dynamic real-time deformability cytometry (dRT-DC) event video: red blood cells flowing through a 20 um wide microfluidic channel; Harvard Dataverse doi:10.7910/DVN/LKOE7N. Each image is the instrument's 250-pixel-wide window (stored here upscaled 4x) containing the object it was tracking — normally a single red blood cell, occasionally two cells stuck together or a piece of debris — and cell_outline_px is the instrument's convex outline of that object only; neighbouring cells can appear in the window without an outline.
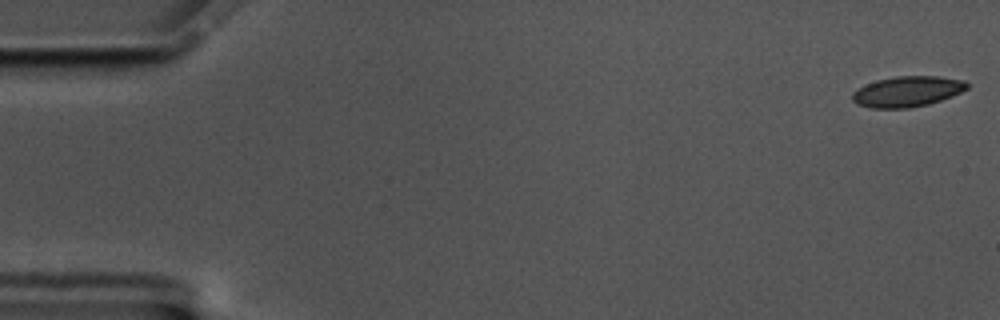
{"species": "common noctule bat (a hibernating species)", "species_latin": "Nyctalus noctula", "temperature_condition": "cold", "stored_images_in_passage": 12, "camera_frame_rate_fps": 3000, "um_per_image_px": 0.085, "animal": {"sex": "male", "body_mass_g": 17.5, "forearm_length_mm": 52.3}, "frame": {"image": 1, "passage_image": 1, "time_ms": 0.0, "image_size_px": [1000, 320], "cell_outline_px": [[968, 88], [952, 96], [928, 104], [908, 108], [868, 108], [856, 104], [852, 100], [852, 92], [876, 80], [896, 76], [936, 76], [964, 80], [968, 84]], "centroid_in_image_um": [77.1, 7.78], "position_along_channel_um": 7.9, "area_um2": 20.35}}